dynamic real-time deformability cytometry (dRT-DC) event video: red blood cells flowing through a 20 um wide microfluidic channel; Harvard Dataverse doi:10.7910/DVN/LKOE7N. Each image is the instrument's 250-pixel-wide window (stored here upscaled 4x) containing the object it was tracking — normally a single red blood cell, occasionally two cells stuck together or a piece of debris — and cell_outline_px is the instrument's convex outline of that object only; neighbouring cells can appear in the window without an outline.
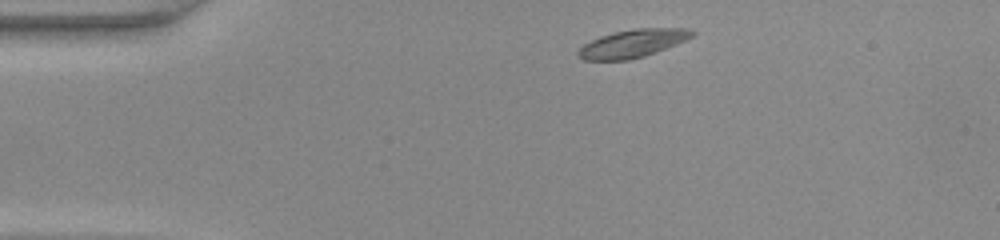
{"species": "common noctule bat (a hibernating species)", "species_latin": "Nyctalus noctula", "temperature_condition": "warm", "stored_images_in_passage": 39, "camera_frame_rate_fps": 3000, "um_per_image_px": 0.085, "animal": {"sex": "female", "body_mass_g": 22.0, "forearm_length_mm": 56.7}, "frame": {"image": 1, "passage_image": 1, "time_ms": 0.0, "image_size_px": [1000, 240], "cell_outline_px": [[696, 32], [692, 36], [676, 44], [656, 52], [644, 56], [628, 60], [584, 60], [576, 56], [576, 52], [584, 44], [600, 36], [616, 32], [636, 28], [688, 28]], "centroid_in_image_um": [53.75, 3.7], "position_along_channel_um": 31.2, "area_um2": 18.44}}
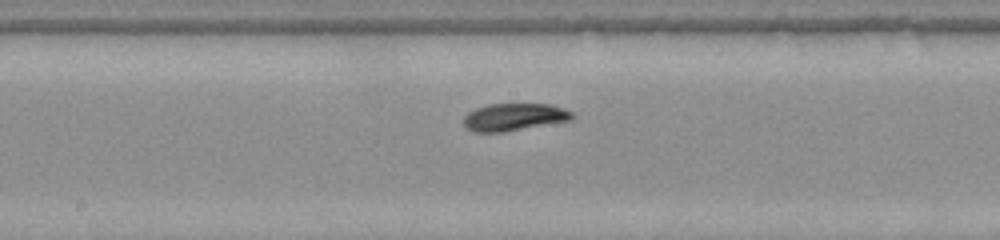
{"frame": {"image": 2, "passage_image": 17, "time_ms": 5.333, "image_size_px": [1000, 240], "cell_outline_px": [[576, 116], [572, 120], [504, 132], [472, 132], [464, 128], [464, 116], [468, 112], [476, 108], [488, 104], [552, 104], [564, 108], [572, 112]], "centroid_in_image_um": [43.71, 9.95], "position_along_channel_um": 204.5, "area_um2": 17.57}}
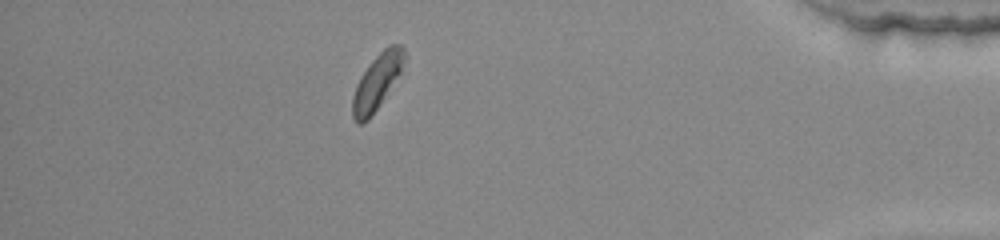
{"frame": {"image": 3, "passage_image": 34, "time_ms": 11.0, "image_size_px": [1000, 240], "cell_outline_px": [[404, 60], [400, 72], [380, 104], [368, 120], [360, 124], [356, 124], [352, 116], [352, 96], [356, 84], [360, 76], [372, 60], [388, 44], [400, 44], [404, 48]], "centroid_in_image_um": [32.0, 6.97], "position_along_channel_um": 403.2, "area_um2": 16.47}}